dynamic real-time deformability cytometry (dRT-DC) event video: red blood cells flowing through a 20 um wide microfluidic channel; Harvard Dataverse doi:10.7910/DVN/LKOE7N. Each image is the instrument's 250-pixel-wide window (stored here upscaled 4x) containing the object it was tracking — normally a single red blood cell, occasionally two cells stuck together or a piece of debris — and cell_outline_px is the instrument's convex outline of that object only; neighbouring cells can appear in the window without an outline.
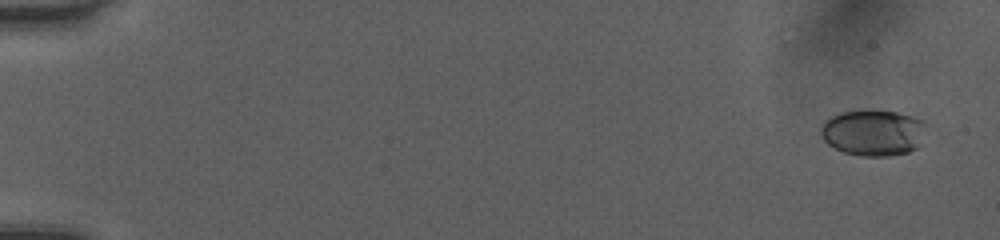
{"species": "human", "species_latin": "Homo sapiens", "temperature_condition": "room temperature", "stored_images_in_passage": 45, "camera_frame_rate_fps": 3000, "um_per_image_px": 0.085, "donor": {"sex": "female"}, "frame": {"image": 1, "passage_image": 2, "time_ms": 0.333, "image_size_px": [1000, 240], "cell_outline_px": [[928, 124], [916, 148], [908, 152], [888, 156], [860, 156], [844, 152], [828, 144], [820, 136], [820, 128], [824, 120], [840, 112], [864, 108], [872, 108], [896, 112], [912, 116], [924, 120]], "centroid_in_image_um": [74.2, 11.23], "position_along_channel_um": 10.8, "area_um2": 28.96}}
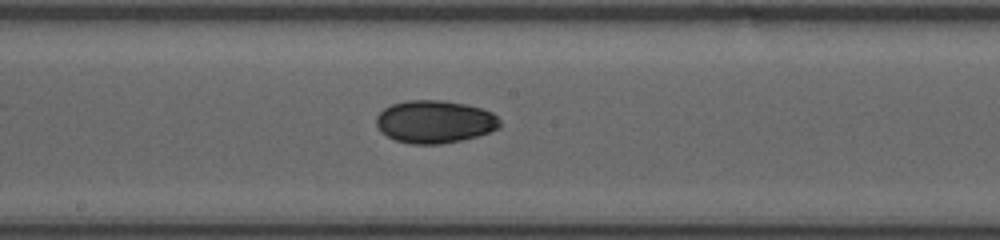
{"frame": {"image": 2, "passage_image": 26, "time_ms": 8.333, "image_size_px": [1000, 240], "cell_outline_px": [[500, 124], [496, 128], [488, 132], [476, 136], [460, 140], [440, 144], [412, 144], [396, 140], [380, 132], [376, 124], [376, 116], [384, 108], [392, 104], [408, 100], [444, 100], [464, 104], [480, 108], [492, 112], [500, 120]], "centroid_in_image_um": [36.91, 10.34], "position_along_channel_um": 211.3, "area_um2": 30.58}}
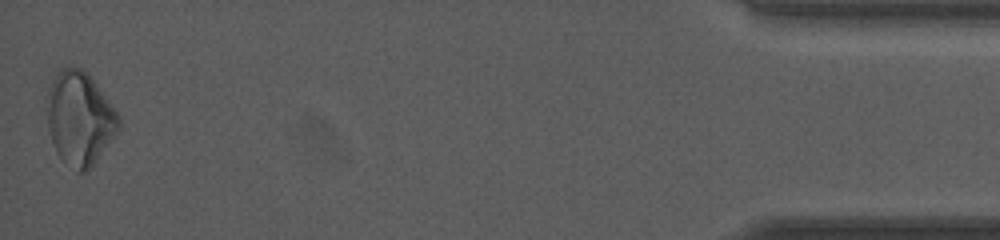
{"frame": {"image": 3, "passage_image": 45, "time_ms": 14.667, "image_size_px": [1000, 240], "cell_outline_px": [[120, 128], [92, 164], [84, 172], [76, 172], [56, 152], [52, 144], [48, 128], [48, 88], [56, 72], [60, 68], [80, 68], [92, 80], [120, 116]], "centroid_in_image_um": [6.75, 10.06], "position_along_channel_um": 428.5, "area_um2": 38.09}, "authors_computed_cell_mechanics": {"area_um2": 29.6514, "velocity_mm_per_s": 4.1174, "shape_relaxation_time_tau1_ms": 2.741, "shape_relaxation_time_tau2_ms": null, "deformation_change_tau1": 0.0906, "deformation_change_tau2": null}}